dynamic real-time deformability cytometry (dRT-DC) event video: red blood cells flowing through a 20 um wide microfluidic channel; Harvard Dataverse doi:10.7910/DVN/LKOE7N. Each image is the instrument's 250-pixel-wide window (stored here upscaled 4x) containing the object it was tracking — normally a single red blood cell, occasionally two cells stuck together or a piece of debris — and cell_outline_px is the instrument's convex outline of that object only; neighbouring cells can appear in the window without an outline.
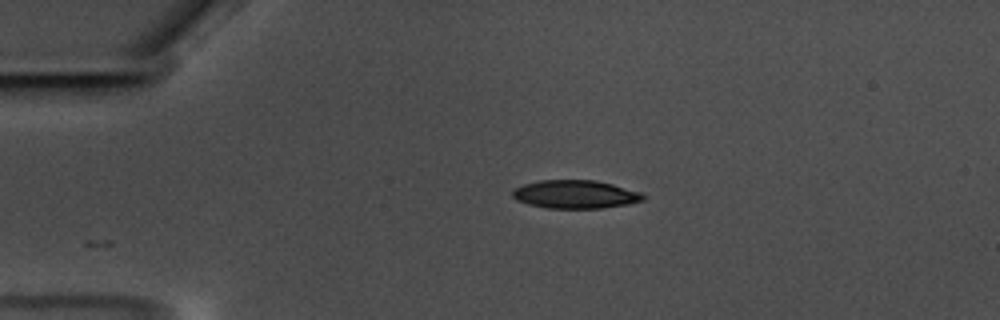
{"species": "common noctule bat (a hibernating species)", "species_latin": "Nyctalus noctula", "temperature_condition": "warm", "stored_images_in_passage": 46, "camera_frame_rate_fps": 3000, "um_per_image_px": 0.085, "animal": {"sex": "male", "body_mass_g": 17.5, "forearm_length_mm": 52.3}, "frame": {"image": 1, "passage_image": 1, "time_ms": 0.0, "image_size_px": [1000, 320], "cell_outline_px": [[644, 200], [628, 204], [600, 208], [548, 208], [528, 204], [516, 200], [512, 196], [512, 192], [516, 188], [524, 184], [540, 180], [596, 180], [644, 192]], "centroid_in_image_um": [48.93, 16.51], "position_along_channel_um": 36.1, "area_um2": 21.56}}
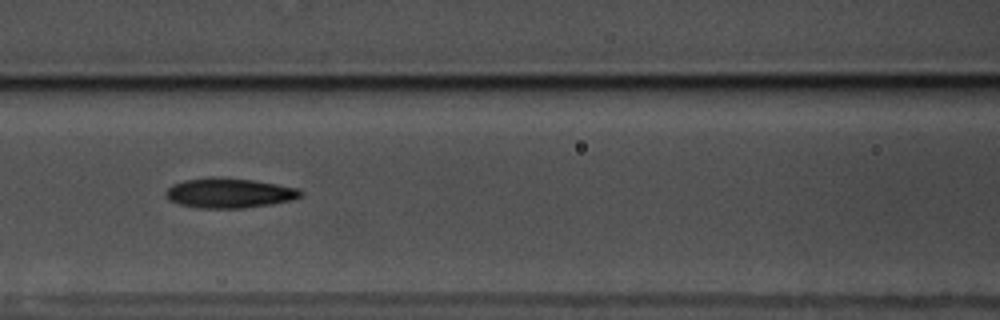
{"frame": {"image": 2, "passage_image": 14, "time_ms": 4.333, "image_size_px": [1000, 320], "cell_outline_px": [[304, 192], [300, 196], [292, 200], [272, 204], [244, 208], [196, 208], [180, 204], [168, 200], [164, 192], [172, 184], [184, 180], [212, 176], [252, 180], [276, 184], [296, 188]], "centroid_in_image_um": [19.44, 16.41], "position_along_channel_um": 147.2, "area_um2": 23.52}}
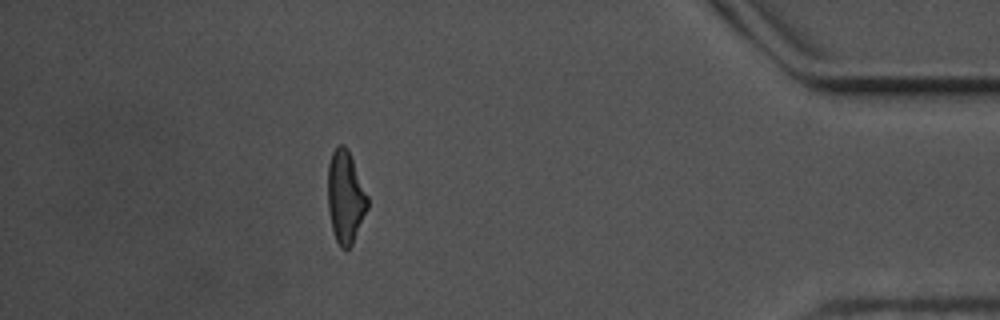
{"frame": {"image": 3, "passage_image": 40, "time_ms": 13.0, "image_size_px": [1000, 320], "cell_outline_px": [[368, 208], [352, 244], [348, 248], [340, 248], [336, 240], [332, 228], [328, 212], [328, 164], [332, 152], [340, 144], [344, 144], [348, 148], [368, 196]], "centroid_in_image_um": [29.36, 16.73], "position_along_channel_um": 405.8, "area_um2": 21.39}, "authors_computed_cell_mechanics": {"area_um2": 22.3975, "velocity_mm_per_s": 3.5177, "shape_relaxation_time_tau1_ms": 7.3041, "shape_relaxation_time_tau2_ms": 3.7909, "deformation_change_tau1": 0.2145, "deformation_change_tau2": 0.129}}